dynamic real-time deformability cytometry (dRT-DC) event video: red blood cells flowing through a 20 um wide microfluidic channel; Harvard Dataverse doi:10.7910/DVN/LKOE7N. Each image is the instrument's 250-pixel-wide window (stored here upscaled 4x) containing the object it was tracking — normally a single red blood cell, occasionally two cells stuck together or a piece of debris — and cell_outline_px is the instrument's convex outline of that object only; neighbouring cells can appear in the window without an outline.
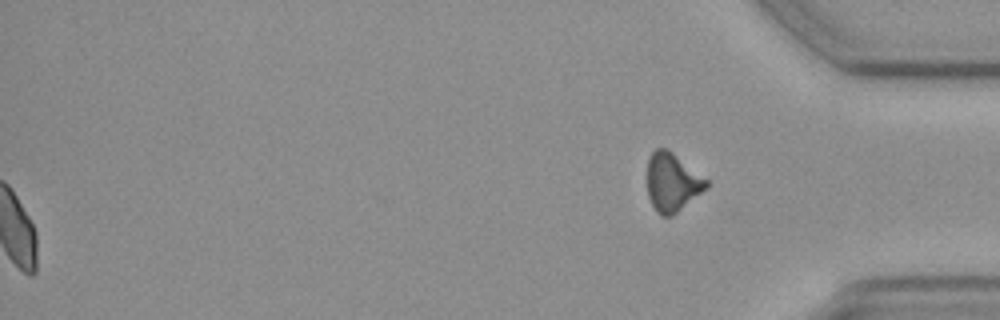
{"species": "common noctule bat (a hibernating species)", "species_latin": "Nyctalus noctula", "temperature_condition": "cold", "stored_images_in_passage": 40, "segment_of_instrument_passage": [2, 2], "camera_frame_rate_fps": 3000, "um_per_image_px": 0.085, "animal": {"sex": "female", "body_mass_g": 19.3, "forearm_length_mm": 54.1}, "frame": {"image": 1, "passage_image": 40, "time_ms": 13.0, "image_size_px": [1000, 320], "cell_outline_px": [[708, 184], [700, 192], [672, 216], [660, 216], [656, 212], [648, 196], [648, 160], [652, 152], [656, 148], [668, 148], [708, 180]], "centroid_in_image_um": [57.1, 15.47], "position_along_channel_um": 378.1, "area_um2": 19.77}}